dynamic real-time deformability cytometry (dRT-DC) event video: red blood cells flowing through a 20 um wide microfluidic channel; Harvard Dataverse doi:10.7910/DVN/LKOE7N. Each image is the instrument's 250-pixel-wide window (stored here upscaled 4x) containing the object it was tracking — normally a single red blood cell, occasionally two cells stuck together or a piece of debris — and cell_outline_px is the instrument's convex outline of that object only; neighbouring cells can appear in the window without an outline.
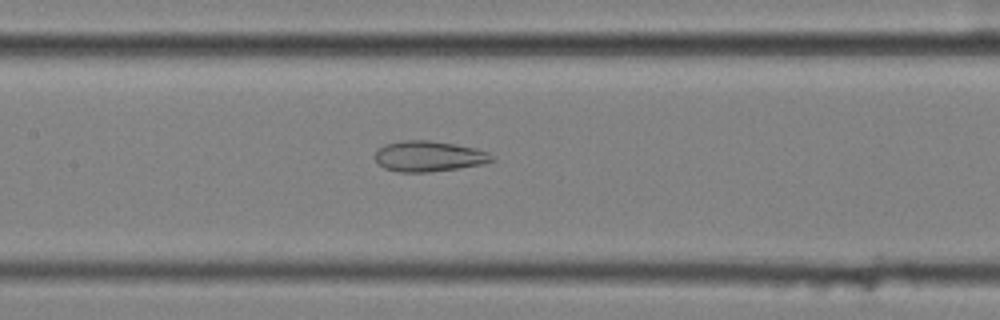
{"species": "common noctule bat (a hibernating species)", "species_latin": "Nyctalus noctula", "temperature_condition": "cold", "stored_images_in_passage": 36, "camera_frame_rate_fps": 3000, "um_per_image_px": 0.085, "animal": {"sex": "female", "body_mass_g": 25.1}, "frame": {"image": 1, "passage_image": 11, "time_ms": 3.333, "image_size_px": [1000, 320], "cell_outline_px": [[496, 160], [484, 164], [428, 172], [400, 172], [384, 168], [376, 160], [376, 148], [384, 144], [404, 140], [428, 140], [476, 148], [488, 152], [496, 156]], "centroid_in_image_um": [36.47, 13.28], "position_along_channel_um": 170.9, "area_um2": 20.87}}
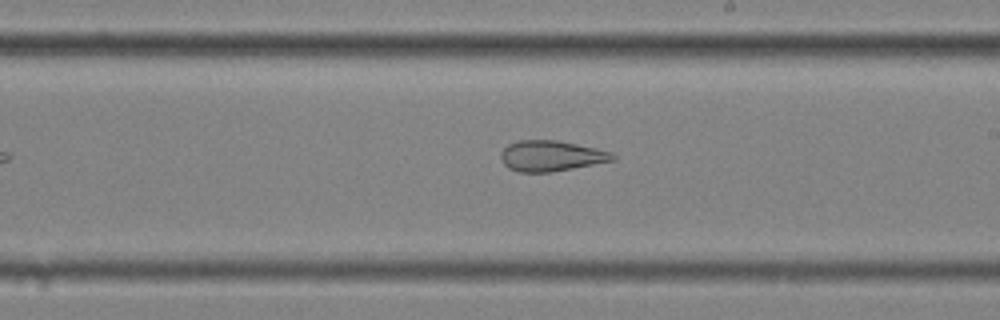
{"frame": {"image": 2, "passage_image": 17, "time_ms": 5.333, "image_size_px": [1000, 320], "cell_outline_px": [[616, 160], [552, 172], [520, 172], [508, 168], [500, 160], [500, 152], [508, 144], [520, 140], [556, 140], [596, 148], [612, 152], [616, 156]], "centroid_in_image_um": [46.84, 13.25], "position_along_channel_um": 242.2, "area_um2": 20.06}}
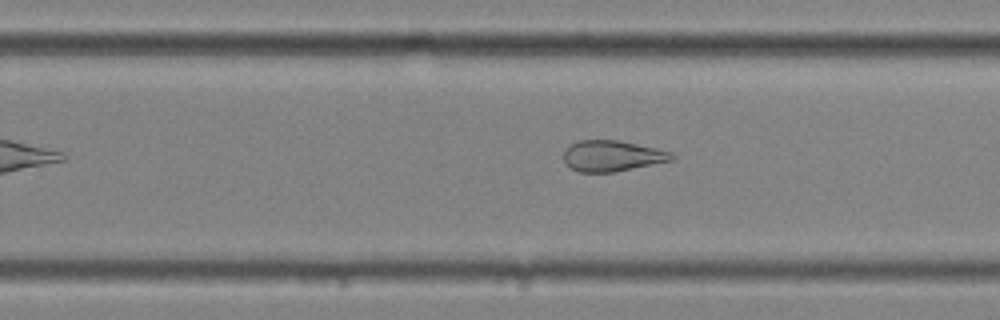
{"frame": {"image": 3, "passage_image": 20, "time_ms": 6.333, "image_size_px": [1000, 320], "cell_outline_px": [[676, 160], [612, 172], [580, 172], [572, 168], [564, 160], [564, 152], [568, 144], [580, 140], [620, 140], [656, 148], [672, 152], [676, 156]], "centroid_in_image_um": [52.07, 13.24], "position_along_channel_um": 277.7, "area_um2": 19.54}, "authors_computed_cell_mechanics": {"area_um2": 22.1085, "velocity_mm_per_s": 3.5694, "shape_relaxation_time_tau1_ms": null, "shape_relaxation_time_tau2_ms": 2.5933, "deformation_change_tau1": null, "deformation_change_tau2": 0.1082}}